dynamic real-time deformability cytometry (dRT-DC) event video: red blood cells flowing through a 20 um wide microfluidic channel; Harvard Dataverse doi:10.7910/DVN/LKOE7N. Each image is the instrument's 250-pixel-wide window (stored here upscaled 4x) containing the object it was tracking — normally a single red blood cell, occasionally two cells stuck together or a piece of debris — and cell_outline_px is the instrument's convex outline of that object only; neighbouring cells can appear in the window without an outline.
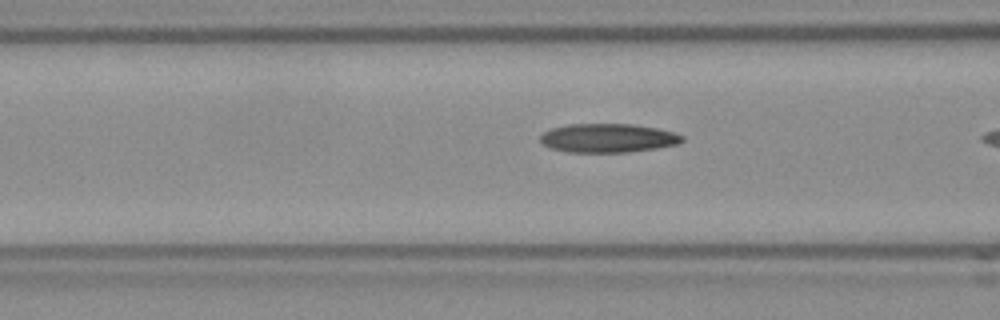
{"species": "Egyptian fruit bat (a non-hibernating species)", "species_latin": "Rousettus aegyptiacus", "temperature_condition": "room temperature", "stored_images_in_passage": 17, "camera_frame_rate_fps": 3000, "um_per_image_px": 0.085, "frame": {"image": 1, "passage_image": 16, "time_ms": 5.0, "image_size_px": [1000, 320], "cell_outline_px": [[684, 140], [676, 144], [656, 148], [628, 152], [568, 152], [552, 148], [544, 144], [540, 140], [540, 136], [544, 132], [552, 128], [568, 124], [632, 124], [656, 128], [672, 132], [684, 136]], "centroid_in_image_um": [51.67, 11.73], "position_along_channel_um": 114.9, "area_um2": 23.64}}